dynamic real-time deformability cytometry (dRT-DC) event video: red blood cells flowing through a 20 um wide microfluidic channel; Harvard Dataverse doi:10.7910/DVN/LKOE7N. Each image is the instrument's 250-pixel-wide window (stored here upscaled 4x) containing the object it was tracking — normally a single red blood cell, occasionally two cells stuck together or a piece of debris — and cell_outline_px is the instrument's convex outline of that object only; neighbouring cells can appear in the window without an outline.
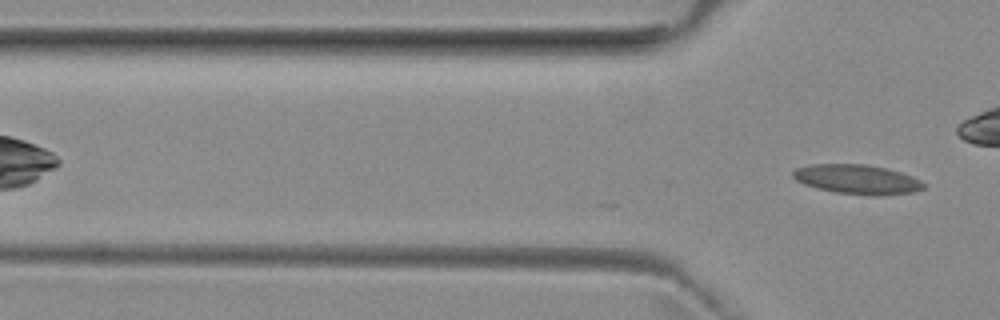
{"species": "common noctule bat (a hibernating species)", "species_latin": "Nyctalus noctula", "temperature_condition": "room temperature", "stored_images_in_passage": 14, "camera_frame_rate_fps": 3000, "um_per_image_px": 0.085, "animal": {"sex": "female", "body_mass_g": 29.2, "forearm_length_mm": 56.3}, "frame": {"image": 1, "passage_image": 14, "time_ms": 4.333, "image_size_px": [1000, 320], "cell_outline_px": [[924, 188], [912, 192], [876, 196], [872, 196], [836, 192], [816, 188], [804, 184], [796, 180], [792, 176], [792, 172], [796, 168], [812, 164], [864, 164], [884, 168], [900, 172], [912, 176], [920, 180], [924, 184]], "centroid_in_image_um": [72.83, 15.25], "position_along_channel_um": 53.0, "area_um2": 22.31}}